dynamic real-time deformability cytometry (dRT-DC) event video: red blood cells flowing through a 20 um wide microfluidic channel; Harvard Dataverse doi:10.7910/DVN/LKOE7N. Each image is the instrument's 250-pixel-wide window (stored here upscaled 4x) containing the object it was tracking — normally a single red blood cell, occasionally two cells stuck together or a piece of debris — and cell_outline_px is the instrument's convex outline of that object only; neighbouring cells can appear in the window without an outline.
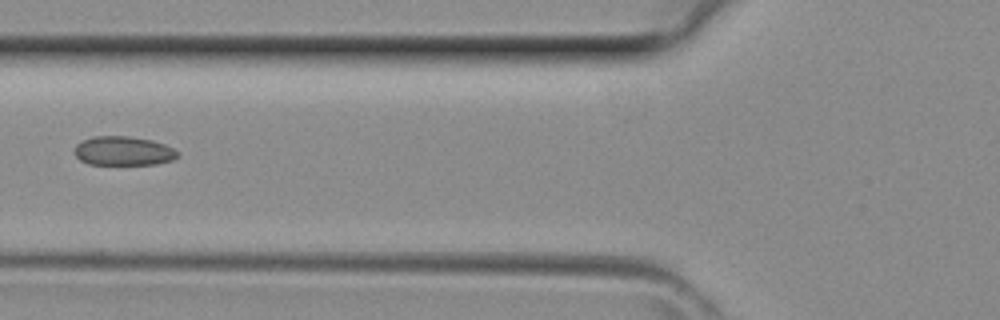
{"species": "common noctule bat (a hibernating species)", "species_latin": "Nyctalus noctula", "temperature_condition": "room temperature", "stored_images_in_passage": 2, "camera_frame_rate_fps": 3000, "um_per_image_px": 0.085, "animal": {"sex": "female", "body_mass_g": 29.2, "forearm_length_mm": 56.3}, "frame": {"image": 1, "passage_image": 2, "time_ms": 0.333, "image_size_px": [1000, 320], "cell_outline_px": [[180, 156], [172, 160], [156, 164], [88, 164], [80, 160], [76, 156], [76, 144], [92, 136], [128, 136], [152, 140], [164, 144], [172, 148]], "centroid_in_image_um": [10.49, 12.83], "position_along_channel_um": 115.3, "area_um2": 17.34}}